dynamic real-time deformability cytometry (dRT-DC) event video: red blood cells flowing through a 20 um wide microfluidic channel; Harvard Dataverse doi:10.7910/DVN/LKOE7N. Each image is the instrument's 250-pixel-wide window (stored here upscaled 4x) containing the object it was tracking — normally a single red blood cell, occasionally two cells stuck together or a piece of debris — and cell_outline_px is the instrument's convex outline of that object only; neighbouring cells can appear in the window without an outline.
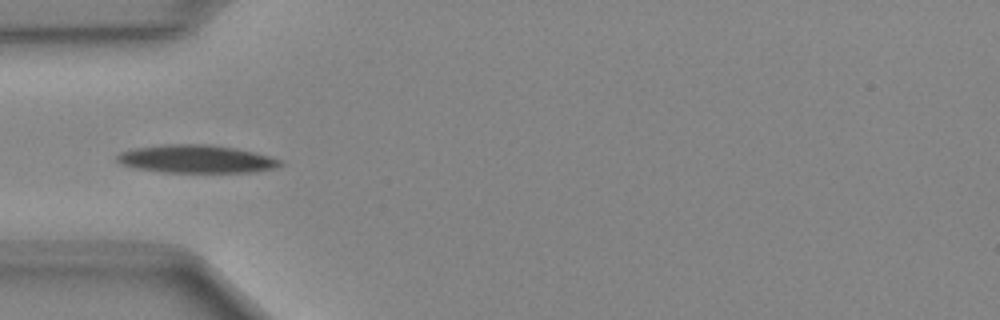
{"species": "Egyptian fruit bat (a non-hibernating species)", "species_latin": "Rousettus aegyptiacus", "temperature_condition": "cold", "stored_images_in_passage": 36, "camera_frame_rate_fps": 3000, "um_per_image_px": 0.085, "animal": {"sex": "female"}, "frame": {"image": 1, "passage_image": 2, "time_ms": 0.333, "image_size_px": [1000, 320], "cell_outline_px": [[284, 164], [276, 168], [256, 172], [164, 172], [136, 168], [120, 164], [116, 160], [116, 156], [120, 152], [136, 148], [164, 144], [208, 144], [236, 148], [284, 160]], "centroid_in_image_um": [16.71, 13.52], "position_along_channel_um": 68.3, "area_um2": 26.7}}
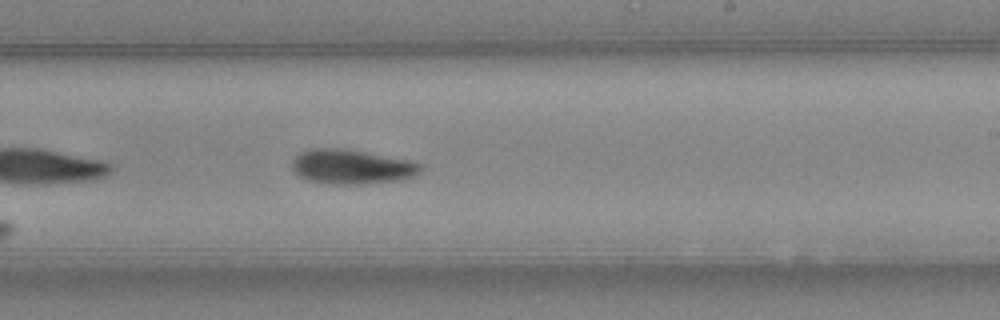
{"frame": {"image": 2, "passage_image": 16, "time_ms": 5.0, "image_size_px": [1000, 320], "cell_outline_px": [[424, 164], [420, 172], [416, 176], [404, 180], [360, 184], [328, 184], [308, 180], [292, 172], [292, 160], [300, 152], [312, 148], [340, 148], [408, 160]], "centroid_in_image_um": [29.9, 14.19], "position_along_channel_um": 259.1, "area_um2": 26.01}}
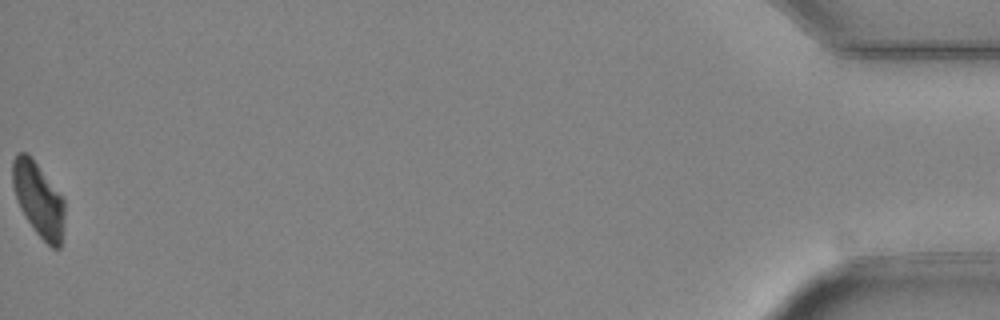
{"frame": {"image": 3, "passage_image": 36, "time_ms": 11.667, "image_size_px": [1000, 320], "cell_outline_px": [[64, 216], [60, 248], [52, 248], [36, 232], [20, 208], [16, 200], [12, 184], [12, 160], [16, 152], [24, 152], [36, 164], [64, 200]], "centroid_in_image_um": [3.24, 16.96], "position_along_channel_um": 432.0, "area_um2": 21.85}}